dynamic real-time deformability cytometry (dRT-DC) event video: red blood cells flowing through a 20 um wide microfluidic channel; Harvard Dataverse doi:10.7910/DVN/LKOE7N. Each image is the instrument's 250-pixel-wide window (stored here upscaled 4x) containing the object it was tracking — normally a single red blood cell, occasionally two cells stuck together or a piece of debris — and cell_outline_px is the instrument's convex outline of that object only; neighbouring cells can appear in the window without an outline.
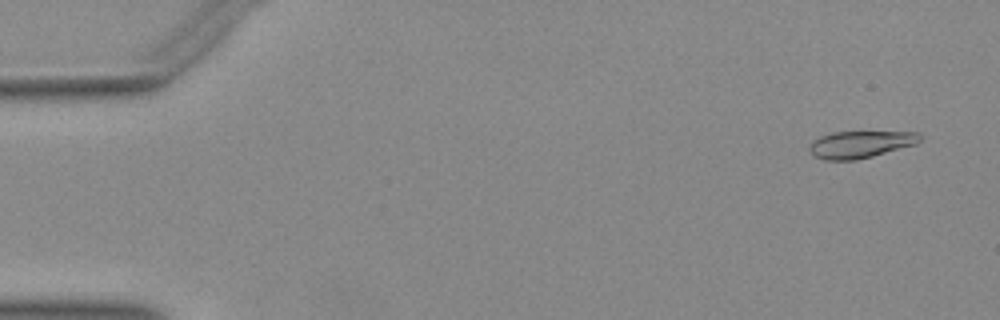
{"species": "Egyptian fruit bat (a non-hibernating species)", "species_latin": "Rousettus aegyptiacus", "temperature_condition": "warm", "stored_images_in_passage": 52, "camera_frame_rate_fps": 3000, "um_per_image_px": 0.085, "animal": {"sex": "female"}, "frame": {"image": 1, "passage_image": 3, "time_ms": 0.667, "image_size_px": [1000, 320], "cell_outline_px": [[920, 140], [916, 144], [872, 156], [856, 160], [824, 160], [812, 156], [808, 148], [812, 140], [820, 136], [832, 132], [920, 132]], "centroid_in_image_um": [73.08, 12.27], "position_along_channel_um": 11.9, "area_um2": 17.46}}
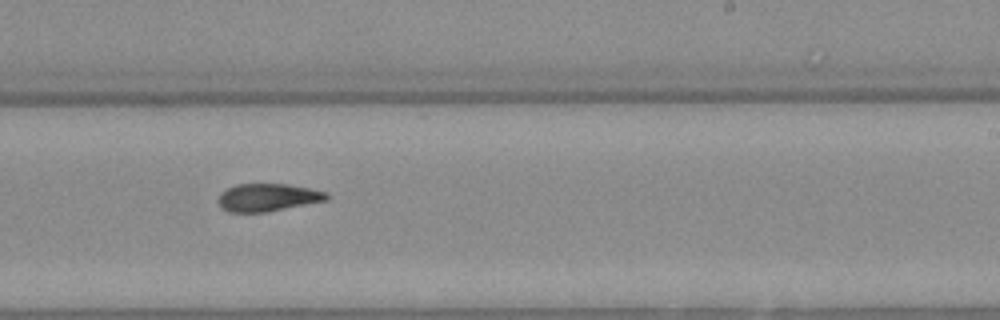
{"frame": {"image": 2, "passage_image": 32, "time_ms": 10.333, "image_size_px": [1000, 320], "cell_outline_px": [[328, 200], [268, 212], [228, 212], [220, 208], [220, 192], [236, 184], [288, 184], [328, 192]], "centroid_in_image_um": [22.77, 16.79], "position_along_channel_um": 266.2, "area_um2": 17.51}}
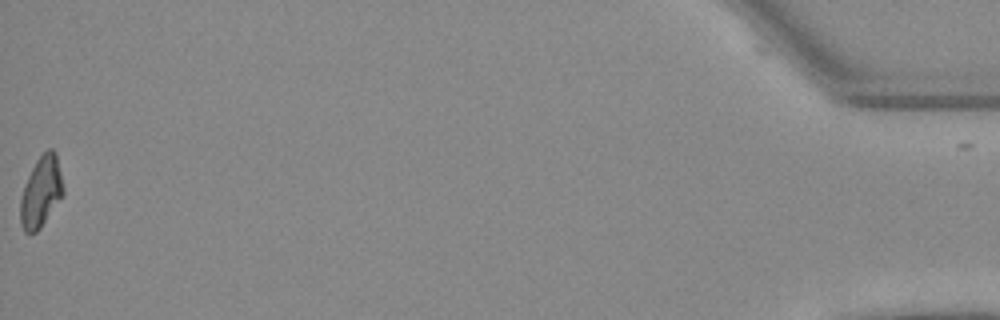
{"frame": {"image": 3, "passage_image": 52, "time_ms": 17.0, "image_size_px": [1000, 320], "cell_outline_px": [[64, 196], [40, 228], [36, 232], [24, 232], [20, 224], [20, 200], [28, 176], [36, 160], [48, 148], [52, 148], [56, 152], [64, 188]], "centroid_in_image_um": [3.51, 16.31], "position_along_channel_um": 431.7, "area_um2": 17.74}}